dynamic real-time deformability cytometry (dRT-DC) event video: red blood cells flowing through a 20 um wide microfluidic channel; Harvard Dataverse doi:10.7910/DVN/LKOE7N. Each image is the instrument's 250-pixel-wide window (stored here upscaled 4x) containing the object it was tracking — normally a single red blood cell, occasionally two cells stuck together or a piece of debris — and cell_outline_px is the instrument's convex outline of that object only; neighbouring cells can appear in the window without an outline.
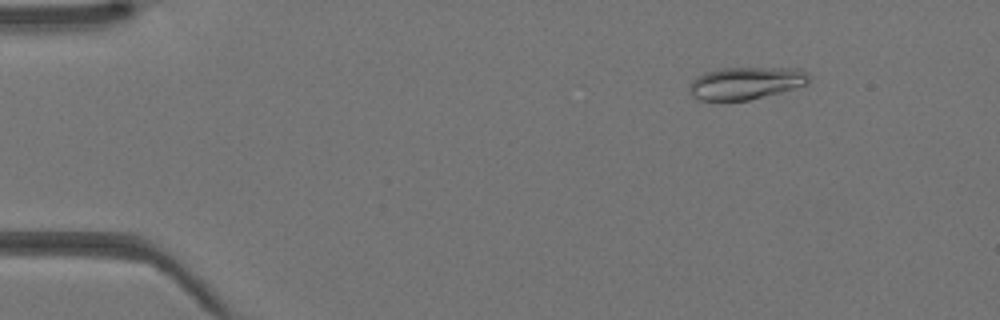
{"species": "Egyptian fruit bat (a non-hibernating species)", "species_latin": "Rousettus aegyptiacus", "temperature_condition": "warm", "stored_images_in_passage": 43, "camera_frame_rate_fps": 3000, "um_per_image_px": 0.085, "animal": {"sex": "female"}, "frame": {"image": 1, "passage_image": 6, "time_ms": 1.667, "image_size_px": [1000, 320], "cell_outline_px": [[812, 80], [808, 84], [780, 92], [748, 100], [700, 100], [692, 96], [688, 92], [688, 84], [692, 80], [704, 72], [720, 68], [800, 68]], "centroid_in_image_um": [63.37, 7.06], "position_along_channel_um": 21.6, "area_um2": 22.66}}
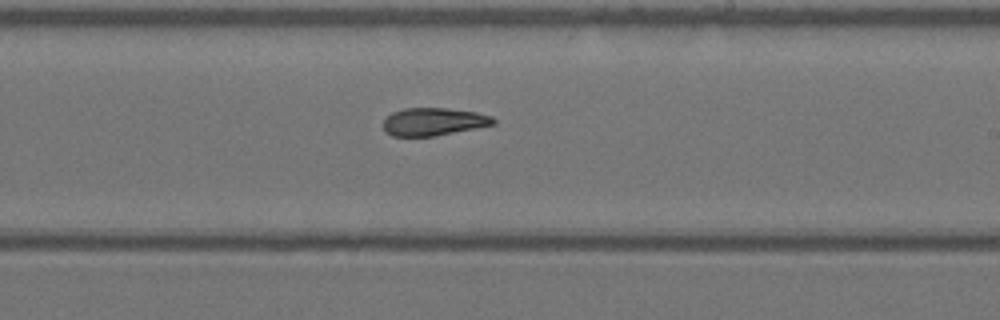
{"frame": {"image": 2, "passage_image": 26, "time_ms": 8.333, "image_size_px": [1000, 320], "cell_outline_px": [[496, 124], [476, 128], [432, 136], [392, 136], [384, 132], [384, 120], [392, 112], [404, 108], [448, 108], [476, 112], [492, 116], [496, 120]], "centroid_in_image_um": [36.86, 10.34], "position_along_channel_um": 252.1, "area_um2": 17.8}}
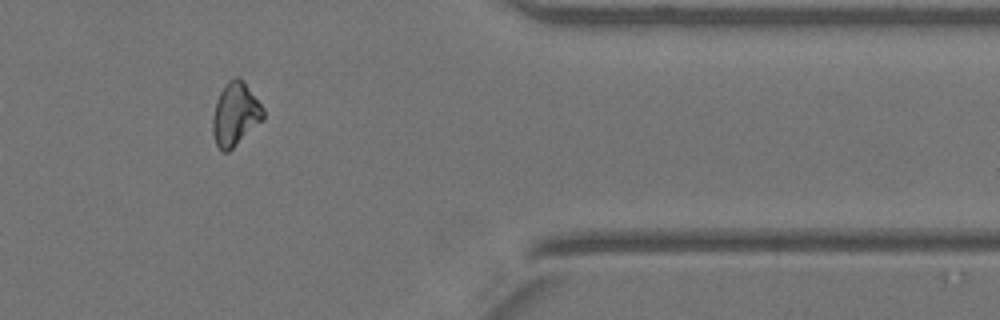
{"frame": {"image": 3, "passage_image": 36, "time_ms": 11.667, "image_size_px": [1000, 320], "cell_outline_px": [[264, 120], [228, 152], [220, 152], [216, 144], [212, 132], [212, 116], [216, 100], [220, 92], [228, 80], [236, 76], [240, 76], [244, 80], [264, 108]], "centroid_in_image_um": [20.0, 9.7], "position_along_channel_um": 391.4, "area_um2": 19.02}}